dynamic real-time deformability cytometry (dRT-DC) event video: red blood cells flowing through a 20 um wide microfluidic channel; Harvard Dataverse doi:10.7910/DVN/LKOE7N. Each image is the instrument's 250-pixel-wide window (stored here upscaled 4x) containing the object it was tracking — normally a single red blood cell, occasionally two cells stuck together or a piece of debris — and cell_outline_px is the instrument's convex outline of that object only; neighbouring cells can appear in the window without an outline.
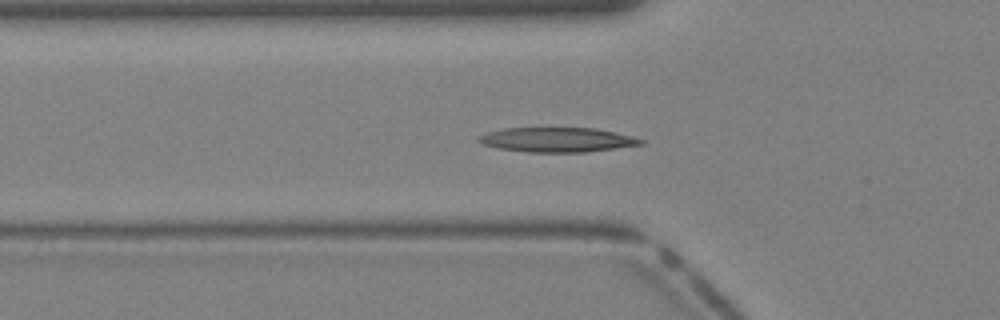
{"species": "Egyptian fruit bat (a non-hibernating species)", "species_latin": "Rousettus aegyptiacus", "temperature_condition": "warm", "stored_images_in_passage": 40, "camera_frame_rate_fps": 3000, "um_per_image_px": 0.085, "animal": {"sex": "female"}, "frame": {"image": 1, "passage_image": 13, "time_ms": 4.0, "image_size_px": [1000, 320], "cell_outline_px": [[644, 144], [584, 152], [528, 152], [496, 148], [484, 144], [476, 140], [480, 136], [488, 132], [504, 128], [596, 128], [616, 132], [632, 136], [644, 140]], "centroid_in_image_um": [47.36, 11.87], "position_along_channel_um": 78.4, "area_um2": 23.12}}
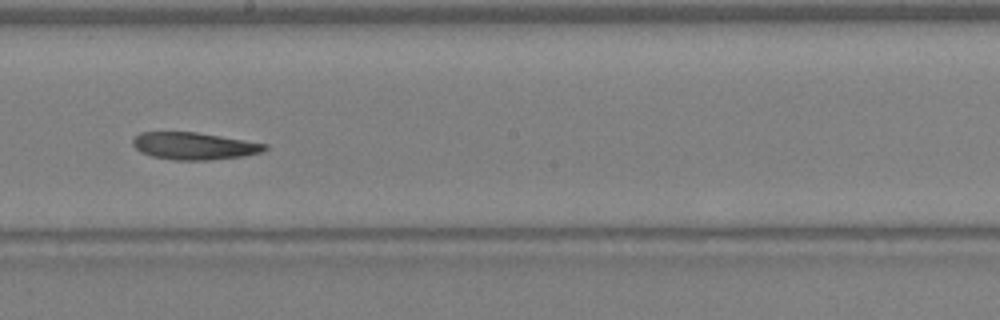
{"frame": {"image": 2, "passage_image": 22, "time_ms": 7.0, "image_size_px": [1000, 320], "cell_outline_px": [[268, 148], [264, 152], [244, 156], [208, 160], [176, 160], [152, 156], [140, 152], [132, 144], [132, 140], [140, 132], [196, 132], [268, 144]], "centroid_in_image_um": [16.52, 12.41], "position_along_channel_um": 231.7, "area_um2": 20.92}}
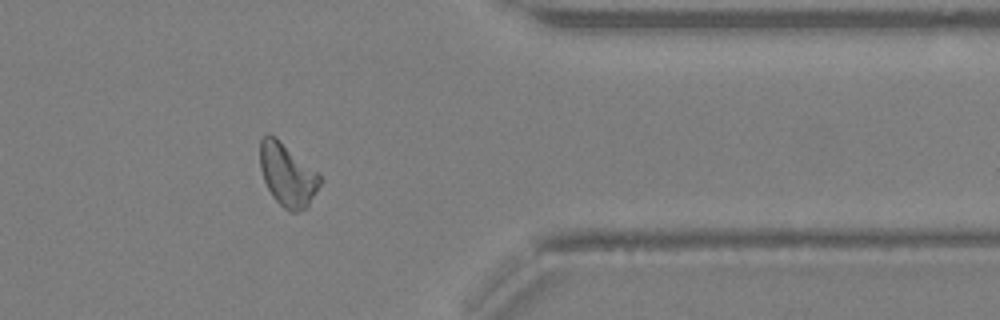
{"frame": {"image": 3, "passage_image": 32, "time_ms": 10.333, "image_size_px": [1000, 320], "cell_outline_px": [[320, 184], [308, 208], [300, 212], [288, 212], [272, 196], [264, 180], [260, 168], [260, 140], [268, 132], [276, 136], [316, 172], [320, 176]], "centroid_in_image_um": [24.41, 14.87], "position_along_channel_um": 387.0, "area_um2": 21.85}}